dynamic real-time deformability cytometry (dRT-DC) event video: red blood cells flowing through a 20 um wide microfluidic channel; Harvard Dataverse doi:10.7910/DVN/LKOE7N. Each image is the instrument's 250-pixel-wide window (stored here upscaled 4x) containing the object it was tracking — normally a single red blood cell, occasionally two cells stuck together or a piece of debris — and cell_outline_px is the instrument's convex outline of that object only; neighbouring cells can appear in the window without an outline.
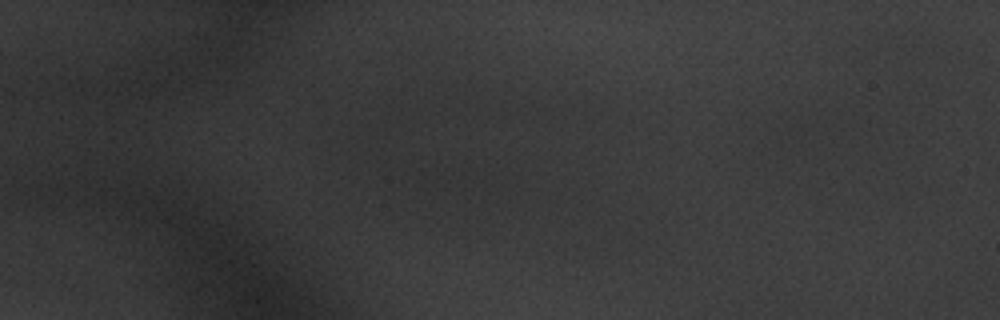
{"species": "common noctule bat (a hibernating species)", "species_latin": "Nyctalus noctula", "temperature_condition": "warm", "stored_images_in_passage": 2, "segment_of_instrument_passage": [1, 2], "camera_frame_rate_fps": 3000, "um_per_image_px": 0.085, "animal": {"sex": "male", "body_mass_g": 20.1, "forearm_length_mm": 53.5}, "frame": {"image": 1, "passage_image": 1, "time_ms": 0.0, "image_size_px": [1000, 320], "cell_outline_px": [[512, 180], [504, 192], [460, 192], [436, 176], [436, 172], [444, 168], [496, 160], [500, 164]], "centroid_in_image_um": [40.51, 15.08], "position_along_channel_um": 44.5, "area_um2": 12.66}}